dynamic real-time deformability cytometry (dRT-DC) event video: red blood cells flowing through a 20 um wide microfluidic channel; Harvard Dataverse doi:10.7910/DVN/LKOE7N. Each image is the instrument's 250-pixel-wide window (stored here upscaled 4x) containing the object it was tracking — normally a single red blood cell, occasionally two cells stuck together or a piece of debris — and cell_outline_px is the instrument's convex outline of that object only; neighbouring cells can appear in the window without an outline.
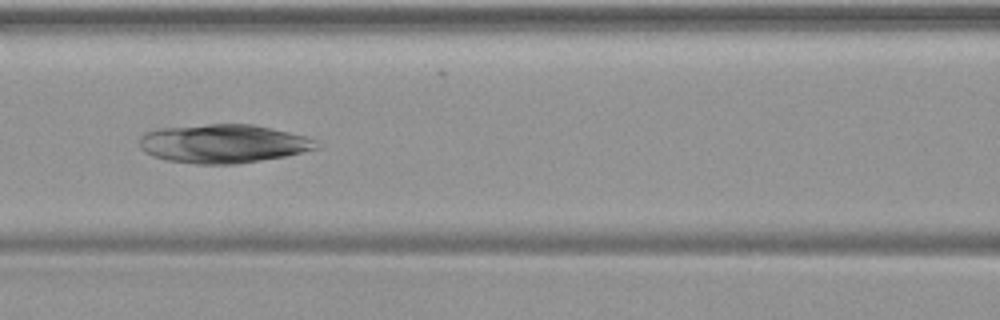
{"species": "common noctule bat (a hibernating species)", "species_latin": "Nyctalus noctula", "temperature_condition": "warm", "stored_images_in_passage": 42, "camera_frame_rate_fps": 3000, "um_per_image_px": 0.085, "animal": {"sex": "female", "body_mass_g": 19.9}, "frame": {"image": 1, "passage_image": 21, "time_ms": 6.667, "image_size_px": [1000, 320], "cell_outline_px": [[320, 148], [284, 156], [236, 164], [196, 164], [164, 160], [152, 156], [144, 152], [140, 148], [140, 136], [144, 132], [156, 128], [208, 124], [252, 124], [288, 132], [304, 136], [316, 140]], "centroid_in_image_um": [18.91, 12.21], "position_along_channel_um": 147.7, "area_um2": 40.0}}
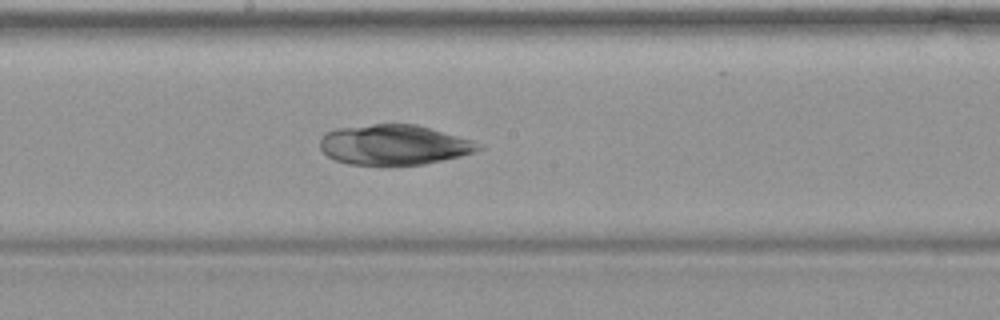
{"frame": {"image": 2, "passage_image": 26, "time_ms": 8.333, "image_size_px": [1000, 320], "cell_outline_px": [[484, 148], [476, 152], [460, 156], [424, 164], [348, 164], [336, 160], [328, 156], [320, 148], [320, 140], [324, 132], [336, 128], [372, 124], [416, 124], [472, 140], [484, 144]], "centroid_in_image_um": [33.5, 12.29], "position_along_channel_um": 214.7, "area_um2": 36.99}}
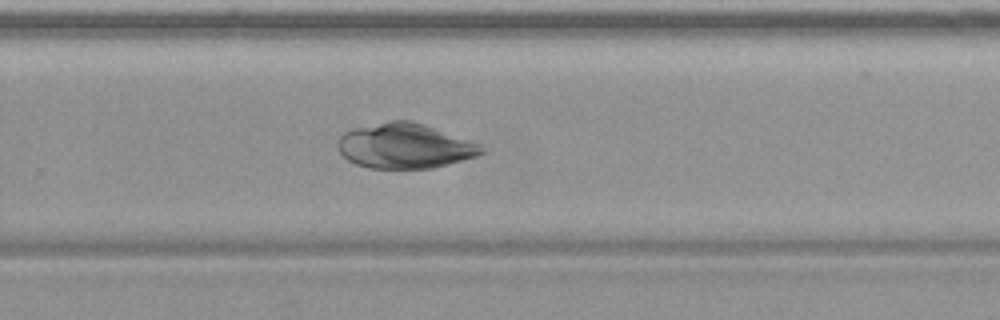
{"frame": {"image": 3, "passage_image": 32, "time_ms": 10.333, "image_size_px": [1000, 320], "cell_outline_px": [[484, 152], [476, 156], [432, 168], [368, 168], [356, 164], [348, 160], [336, 148], [336, 140], [344, 132], [352, 128], [392, 120], [412, 120], [424, 124], [480, 144]], "centroid_in_image_um": [34.34, 12.4], "position_along_channel_um": 295.5, "area_um2": 37.57}}